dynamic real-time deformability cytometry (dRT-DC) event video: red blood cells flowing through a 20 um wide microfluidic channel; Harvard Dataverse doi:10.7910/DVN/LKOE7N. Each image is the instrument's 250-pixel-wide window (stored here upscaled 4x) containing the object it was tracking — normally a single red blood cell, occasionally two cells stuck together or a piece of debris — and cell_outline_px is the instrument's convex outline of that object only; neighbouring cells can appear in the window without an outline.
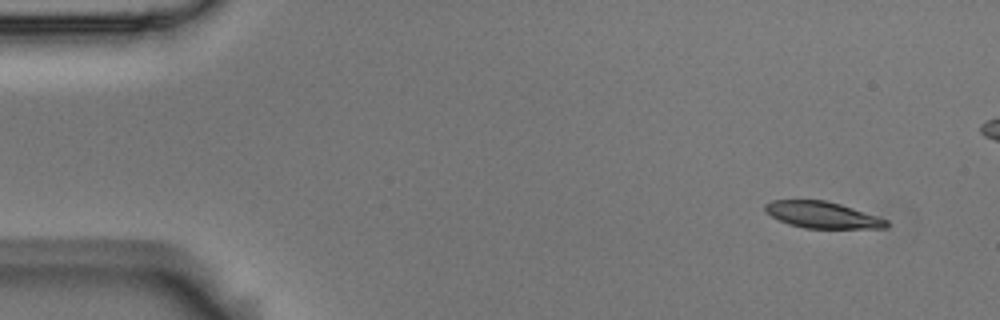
{"species": "Egyptian fruit bat (a non-hibernating species)", "species_latin": "Rousettus aegyptiacus", "temperature_condition": "room temperature", "stored_images_in_passage": 4, "camera_frame_rate_fps": 3000, "um_per_image_px": 0.085, "animal": {"sex": "male"}, "frame": {"image": 1, "passage_image": 1, "time_ms": 0.0, "image_size_px": [1000, 320], "cell_outline_px": [[888, 228], [804, 228], [788, 224], [772, 216], [764, 208], [764, 204], [772, 200], [824, 200], [840, 204], [888, 220]], "centroid_in_image_um": [69.89, 18.27], "position_along_channel_um": 15.1, "area_um2": 18.5}}